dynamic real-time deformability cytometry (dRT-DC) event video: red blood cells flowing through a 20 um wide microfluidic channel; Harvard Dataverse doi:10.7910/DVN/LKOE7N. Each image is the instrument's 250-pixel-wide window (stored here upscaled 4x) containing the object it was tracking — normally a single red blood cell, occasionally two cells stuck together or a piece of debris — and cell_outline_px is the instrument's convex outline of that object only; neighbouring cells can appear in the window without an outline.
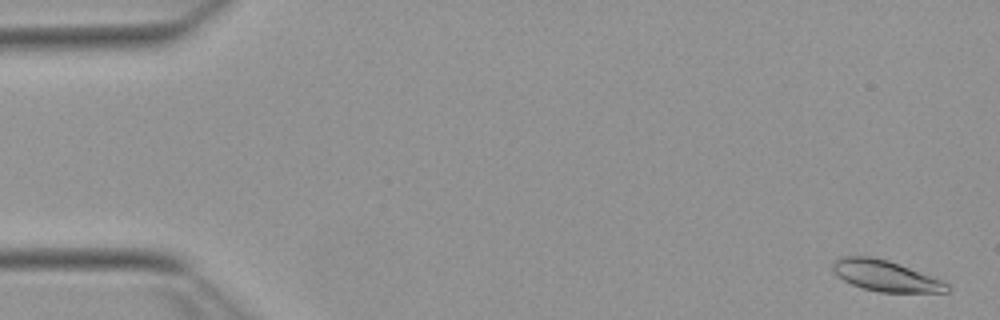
{"species": "Egyptian fruit bat (a non-hibernating species)", "species_latin": "Rousettus aegyptiacus", "temperature_condition": "warm", "stored_images_in_passage": 54, "camera_frame_rate_fps": 3000, "um_per_image_px": 0.085, "animal": {"sex": "female"}, "frame": {"image": 1, "passage_image": 2, "time_ms": 0.333, "image_size_px": [1000, 320], "cell_outline_px": [[952, 288], [948, 292], [880, 292], [864, 288], [852, 284], [836, 276], [832, 272], [832, 264], [836, 260], [844, 256], [872, 256], [888, 260], [940, 280], [948, 284]], "centroid_in_image_um": [75.23, 23.44], "position_along_channel_um": 9.8, "area_um2": 20.35}}
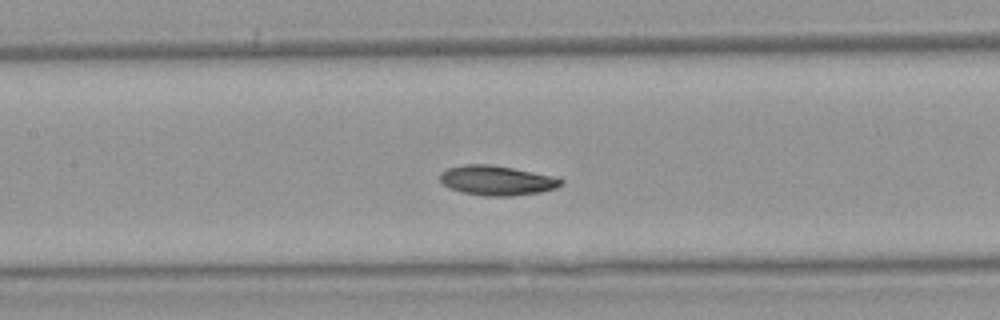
{"frame": {"image": 2, "passage_image": 25, "time_ms": 8.0, "image_size_px": [1000, 320], "cell_outline_px": [[564, 184], [556, 188], [540, 192], [512, 196], [484, 196], [460, 192], [448, 188], [440, 180], [440, 172], [448, 168], [464, 164], [492, 164], [552, 176], [564, 180]], "centroid_in_image_um": [42.21, 15.34], "position_along_channel_um": 165.2, "area_um2": 21.04}}
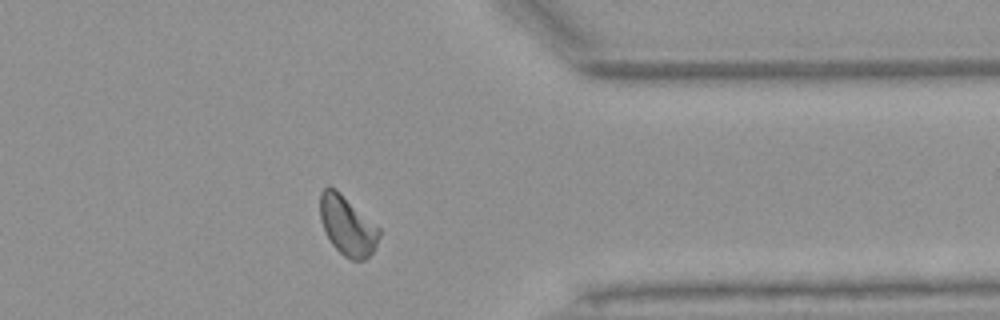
{"frame": {"image": 3, "passage_image": 43, "time_ms": 14.0, "image_size_px": [1000, 320], "cell_outline_px": [[380, 236], [372, 252], [364, 260], [352, 260], [344, 256], [332, 244], [320, 220], [320, 192], [328, 184], [336, 188], [380, 228]], "centroid_in_image_um": [29.52, 19.14], "position_along_channel_um": 381.9, "area_um2": 20.4}, "authors_computed_cell_mechanics": {"area_um2": 20.4034, "velocity_mm_per_s": 3.822, "shape_relaxation_time_tau1_ms": 5.4834, "shape_relaxation_time_tau2_ms": 8.7298, "deformation_change_tau1": 0.1296, "deformation_change_tau2": 0.1444}}